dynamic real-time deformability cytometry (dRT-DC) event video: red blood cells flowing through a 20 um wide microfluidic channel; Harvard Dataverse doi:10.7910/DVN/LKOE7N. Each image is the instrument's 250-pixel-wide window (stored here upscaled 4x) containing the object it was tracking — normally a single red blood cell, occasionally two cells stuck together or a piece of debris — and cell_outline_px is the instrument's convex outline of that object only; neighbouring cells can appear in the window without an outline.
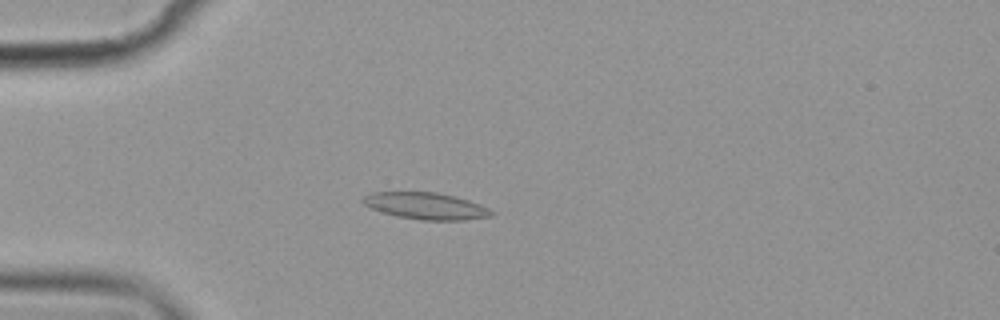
{"species": "common noctule bat (a hibernating species)", "species_latin": "Nyctalus noctula", "temperature_condition": "cold", "stored_images_in_passage": 4, "camera_frame_rate_fps": 3000, "um_per_image_px": 0.085, "animal": {"sex": "female", "body_mass_g": 19.9}, "frame": {"image": 1, "passage_image": 4, "time_ms": 3.667, "image_size_px": [1000, 320], "cell_outline_px": [[496, 212], [492, 216], [464, 220], [420, 220], [396, 216], [380, 212], [364, 204], [360, 200], [364, 196], [372, 192], [436, 192], [468, 200], [480, 204]], "centroid_in_image_um": [36.19, 17.51], "position_along_channel_um": 48.8, "area_um2": 20.06}}